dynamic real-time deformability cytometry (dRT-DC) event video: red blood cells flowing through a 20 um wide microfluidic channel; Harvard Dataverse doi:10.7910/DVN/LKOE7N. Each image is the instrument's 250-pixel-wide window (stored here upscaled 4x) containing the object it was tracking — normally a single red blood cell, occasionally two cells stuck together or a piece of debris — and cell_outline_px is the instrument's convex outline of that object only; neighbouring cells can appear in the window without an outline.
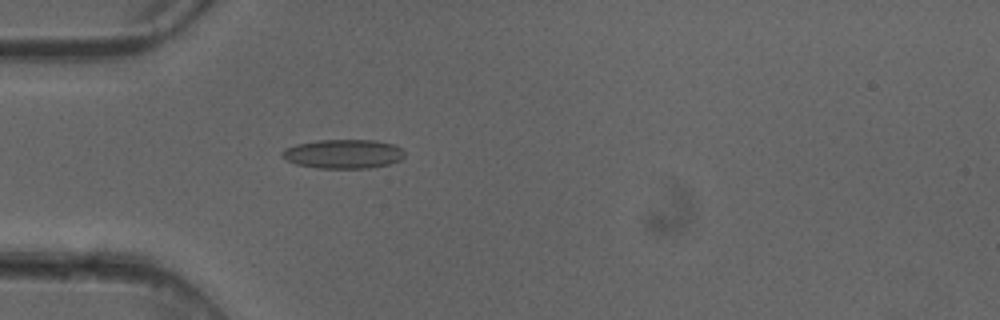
{"species": "common noctule bat (a hibernating species)", "species_latin": "Nyctalus noctula", "temperature_condition": "cold", "stored_images_in_passage": 1, "camera_frame_rate_fps": 3000, "um_per_image_px": 0.085, "animal": {"sex": "female"}, "frame": {"image": 1, "passage_image": 1, "time_ms": 0.0, "image_size_px": [1000, 320], "cell_outline_px": [[404, 156], [400, 160], [388, 164], [368, 168], [316, 168], [296, 164], [280, 156], [280, 152], [284, 148], [296, 144], [316, 140], [376, 140], [396, 144], [404, 152]], "centroid_in_image_um": [29.16, 13.07], "position_along_channel_um": 55.8, "area_um2": 20.92}}